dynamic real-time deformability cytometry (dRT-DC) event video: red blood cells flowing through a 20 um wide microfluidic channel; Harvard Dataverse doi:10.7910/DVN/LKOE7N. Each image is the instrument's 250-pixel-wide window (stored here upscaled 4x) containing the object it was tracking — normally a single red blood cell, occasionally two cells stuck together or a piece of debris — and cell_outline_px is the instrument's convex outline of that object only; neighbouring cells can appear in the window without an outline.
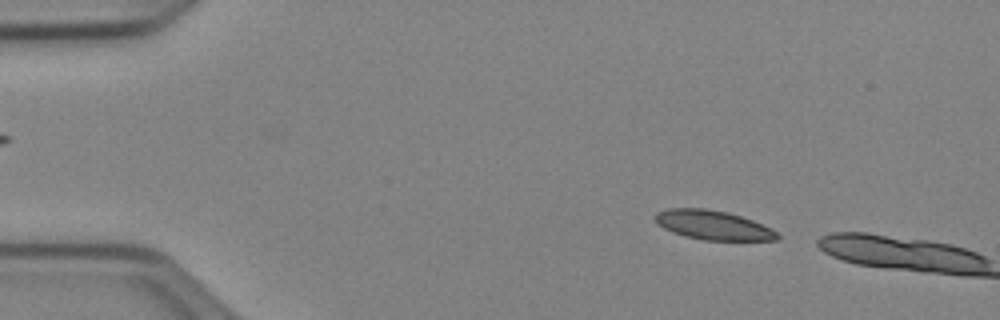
{"species": "Egyptian fruit bat (a non-hibernating species)", "species_latin": "Rousettus aegyptiacus", "temperature_condition": "cold", "stored_images_in_passage": 5, "camera_frame_rate_fps": 3000, "um_per_image_px": 0.085, "animal": {"sex": "female"}, "frame": {"image": 1, "passage_image": 3, "time_ms": 0.667, "image_size_px": [1000, 320], "cell_outline_px": [[780, 240], [704, 240], [672, 232], [656, 224], [652, 216], [656, 212], [668, 208], [704, 208], [728, 212], [752, 220], [772, 228], [780, 236]], "centroid_in_image_um": [60.58, 19.12], "position_along_channel_um": 24.4, "area_um2": 20.92}}